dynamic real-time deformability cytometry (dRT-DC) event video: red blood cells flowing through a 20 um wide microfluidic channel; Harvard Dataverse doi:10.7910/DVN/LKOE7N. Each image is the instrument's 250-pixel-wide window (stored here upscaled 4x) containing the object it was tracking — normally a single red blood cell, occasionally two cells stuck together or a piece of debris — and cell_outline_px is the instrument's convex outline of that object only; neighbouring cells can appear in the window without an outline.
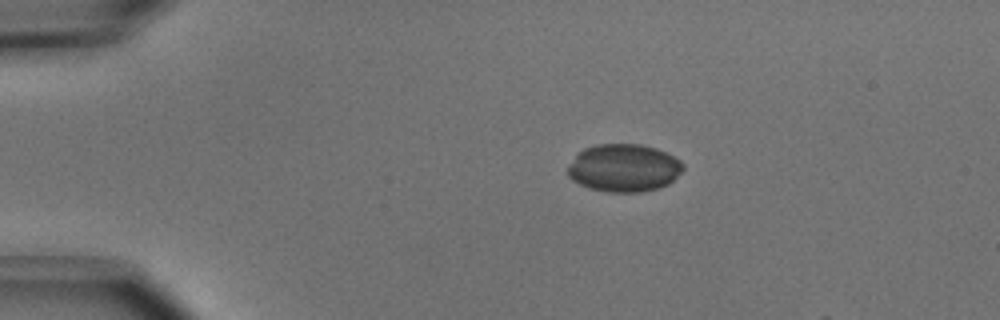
{"species": "common noctule bat (a hibernating species)", "species_latin": "Nyctalus noctula", "temperature_condition": "cold", "stored_images_in_passage": 5, "camera_frame_rate_fps": 3000, "um_per_image_px": 0.085, "animal": {"sex": "male", "body_mass_g": 15.6}, "frame": {"image": 1, "passage_image": 1, "time_ms": 0.0, "image_size_px": [1000, 320], "cell_outline_px": [[684, 168], [668, 184], [660, 188], [640, 192], [604, 192], [588, 188], [572, 180], [568, 176], [568, 164], [584, 148], [596, 144], [640, 144], [656, 148], [680, 160], [684, 164]], "centroid_in_image_um": [53.01, 14.28], "position_along_channel_um": 32.0, "area_um2": 32.14}}